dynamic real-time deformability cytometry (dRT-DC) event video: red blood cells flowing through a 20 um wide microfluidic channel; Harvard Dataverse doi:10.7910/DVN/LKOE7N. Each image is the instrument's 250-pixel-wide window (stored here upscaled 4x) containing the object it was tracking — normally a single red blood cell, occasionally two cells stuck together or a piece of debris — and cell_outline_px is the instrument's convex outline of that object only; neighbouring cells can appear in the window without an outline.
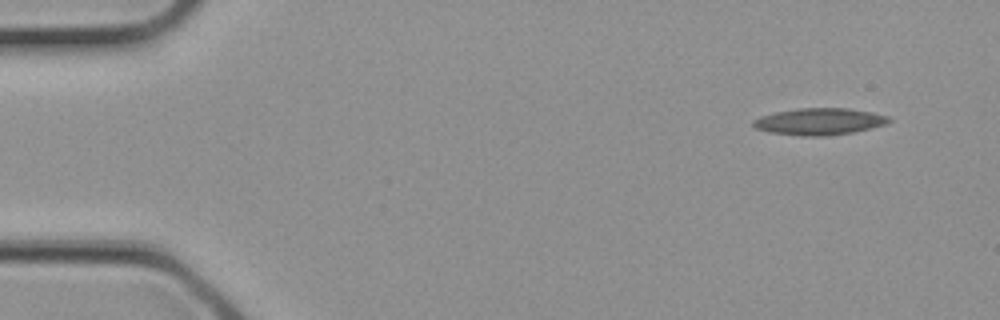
{"species": "common noctule bat (a hibernating species)", "species_latin": "Nyctalus noctula", "temperature_condition": "cold", "stored_images_in_passage": 3, "camera_frame_rate_fps": 3000, "um_per_image_px": 0.085, "animal": {"sex": "female", "body_mass_g": 21.9}, "frame": {"image": 1, "passage_image": 1, "time_ms": 0.0, "image_size_px": [1000, 320], "cell_outline_px": [[892, 120], [888, 124], [872, 128], [852, 132], [824, 136], [800, 136], [768, 132], [756, 128], [752, 124], [752, 120], [760, 116], [776, 112], [800, 108], [848, 108], [872, 112], [888, 116]], "centroid_in_image_um": [69.66, 10.33], "position_along_channel_um": 15.3, "area_um2": 21.27}}